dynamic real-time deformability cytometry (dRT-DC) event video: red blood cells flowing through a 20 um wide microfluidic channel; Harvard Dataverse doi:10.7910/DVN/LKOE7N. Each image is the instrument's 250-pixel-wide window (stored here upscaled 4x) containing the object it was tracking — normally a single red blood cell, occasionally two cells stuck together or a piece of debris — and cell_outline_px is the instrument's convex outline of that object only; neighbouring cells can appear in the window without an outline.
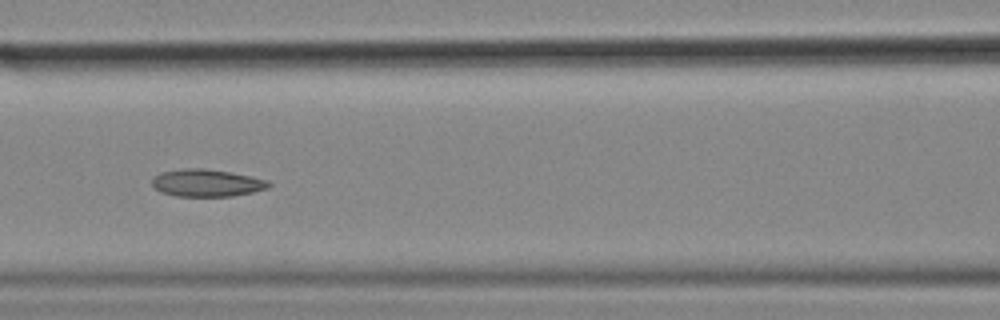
{"species": "common noctule bat (a hibernating species)", "species_latin": "Nyctalus noctula", "temperature_condition": "cold", "stored_images_in_passage": 57, "camera_frame_rate_fps": 3000, "um_per_image_px": 0.085, "animal": {"sex": "female", "body_mass_g": 18.4}, "frame": {"image": 1, "passage_image": 25, "time_ms": 8.0, "image_size_px": [1000, 320], "cell_outline_px": [[272, 184], [268, 188], [252, 192], [232, 196], [176, 196], [160, 192], [152, 184], [152, 176], [160, 172], [188, 168], [204, 168], [228, 172], [268, 180]], "centroid_in_image_um": [17.54, 15.55], "position_along_channel_um": 149.1, "area_um2": 18.5}, "authors_computed_cell_mechanics": {"area_um2": 19.652, "velocity_mm_per_s": 3.5577, "shape_relaxation_time_tau1_ms": null, "shape_relaxation_time_tau2_ms": 6.1742, "deformation_change_tau1": null, "deformation_change_tau2": 0.1107}}